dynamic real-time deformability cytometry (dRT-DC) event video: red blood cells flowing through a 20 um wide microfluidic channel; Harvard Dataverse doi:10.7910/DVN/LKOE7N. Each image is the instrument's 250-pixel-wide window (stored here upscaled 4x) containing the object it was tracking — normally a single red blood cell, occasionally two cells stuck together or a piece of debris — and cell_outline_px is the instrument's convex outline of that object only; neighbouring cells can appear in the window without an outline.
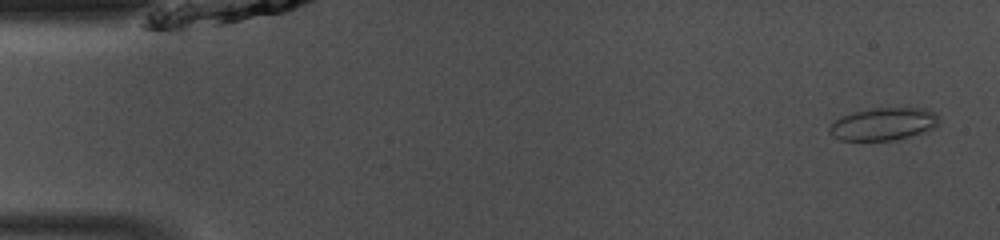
{"species": "common noctule bat (a hibernating species)", "species_latin": "Nyctalus noctula", "temperature_condition": "room temperature", "stored_images_in_passage": 47, "camera_frame_rate_fps": 3000, "um_per_image_px": 0.085, "animal": {"sex": "male", "body_mass_g": 13.0, "forearm_length_mm": 53.1}, "frame": {"image": 1, "passage_image": 2, "time_ms": 0.333, "image_size_px": [1000, 240], "cell_outline_px": [[940, 120], [928, 132], [896, 140], [840, 140], [832, 136], [828, 132], [828, 128], [840, 116], [852, 112], [868, 108], [924, 108], [936, 112]], "centroid_in_image_um": [75.1, 10.54], "position_along_channel_um": 9.9, "area_um2": 21.1}}
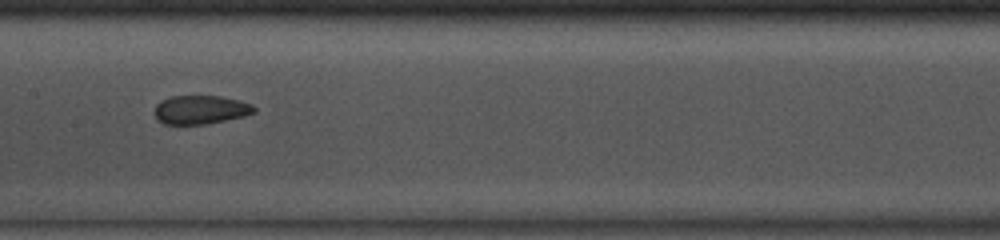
{"frame": {"image": 2, "passage_image": 23, "time_ms": 7.333, "image_size_px": [1000, 240], "cell_outline_px": [[256, 112], [244, 116], [208, 124], [164, 124], [156, 116], [156, 104], [172, 96], [220, 96], [240, 100], [252, 104], [256, 108]], "centroid_in_image_um": [17.11, 9.32], "position_along_channel_um": 190.3, "area_um2": 16.53}}
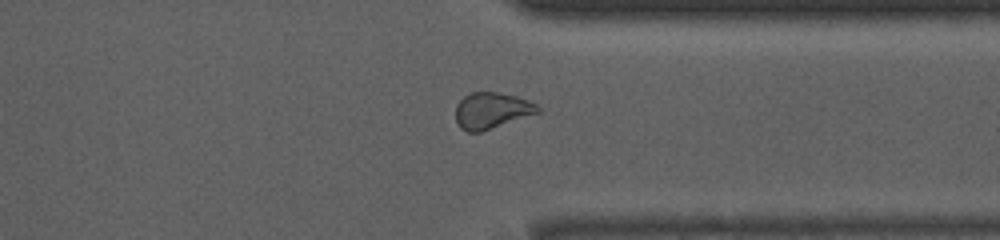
{"frame": {"image": 3, "passage_image": 36, "time_ms": 11.667, "image_size_px": [1000, 240], "cell_outline_px": [[540, 112], [480, 132], [468, 132], [460, 128], [456, 120], [456, 104], [464, 96], [472, 92], [496, 92], [516, 96], [528, 100], [536, 104], [540, 108]], "centroid_in_image_um": [41.77, 9.39], "position_along_channel_um": 369.6, "area_um2": 17.22}, "authors_computed_cell_mechanics": {"area_um2": 18.3226, "velocity_mm_per_s": 4.1604, "shape_relaxation_time_tau1_ms": null, "shape_relaxation_time_tau2_ms": 1.2693, "deformation_change_tau1": null, "deformation_change_tau2": 0.0745}}